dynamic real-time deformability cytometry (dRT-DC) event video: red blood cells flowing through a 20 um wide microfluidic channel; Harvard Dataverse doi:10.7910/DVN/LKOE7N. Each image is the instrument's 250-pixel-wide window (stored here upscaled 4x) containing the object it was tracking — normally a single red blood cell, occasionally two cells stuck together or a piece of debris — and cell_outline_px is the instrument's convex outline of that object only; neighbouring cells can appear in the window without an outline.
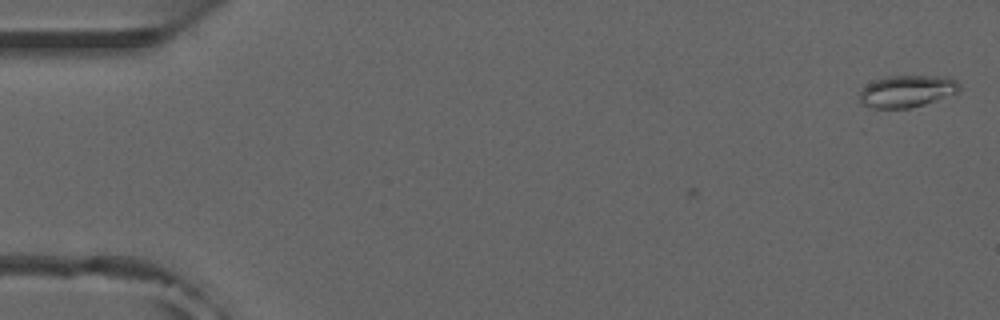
{"species": "common noctule bat (a hibernating species)", "species_latin": "Nyctalus noctula", "temperature_condition": "room temperature", "stored_images_in_passage": 5, "camera_frame_rate_fps": 3000, "um_per_image_px": 0.085, "animal": {"sex": "male", "forearm_length_mm": 52.5}, "frame": {"image": 1, "passage_image": 5, "time_ms": 1.333, "image_size_px": [1000, 320], "cell_outline_px": [[960, 88], [956, 92], [924, 104], [908, 108], [868, 108], [860, 104], [860, 92], [868, 84], [876, 80], [888, 76], [948, 76], [956, 80], [960, 84]], "centroid_in_image_um": [77.07, 7.75], "position_along_channel_um": 7.9, "area_um2": 18.44}}